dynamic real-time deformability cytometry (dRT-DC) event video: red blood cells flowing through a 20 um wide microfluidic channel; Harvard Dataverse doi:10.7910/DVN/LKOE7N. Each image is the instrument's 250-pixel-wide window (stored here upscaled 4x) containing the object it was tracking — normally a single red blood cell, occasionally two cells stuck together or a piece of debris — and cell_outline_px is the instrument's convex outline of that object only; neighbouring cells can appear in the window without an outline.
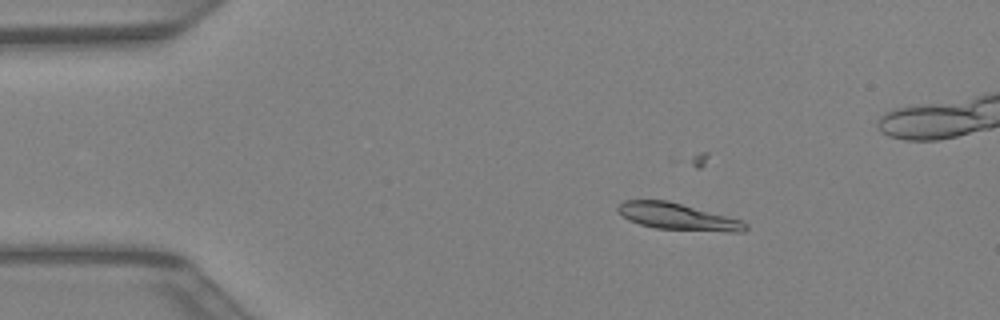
{"species": "Egyptian fruit bat (a non-hibernating species)", "species_latin": "Rousettus aegyptiacus", "temperature_condition": "warm", "stored_images_in_passage": 45, "camera_frame_rate_fps": 3000, "um_per_image_px": 0.085, "animal": {"sex": "female"}, "frame": {"image": 1, "passage_image": 9, "time_ms": 2.667, "image_size_px": [1000, 320], "cell_outline_px": [[748, 228], [744, 232], [728, 232], [656, 228], [640, 224], [628, 220], [616, 208], [624, 200], [668, 200], [740, 220], [748, 224]], "centroid_in_image_um": [57.61, 18.42], "position_along_channel_um": 27.4, "area_um2": 19.59}}
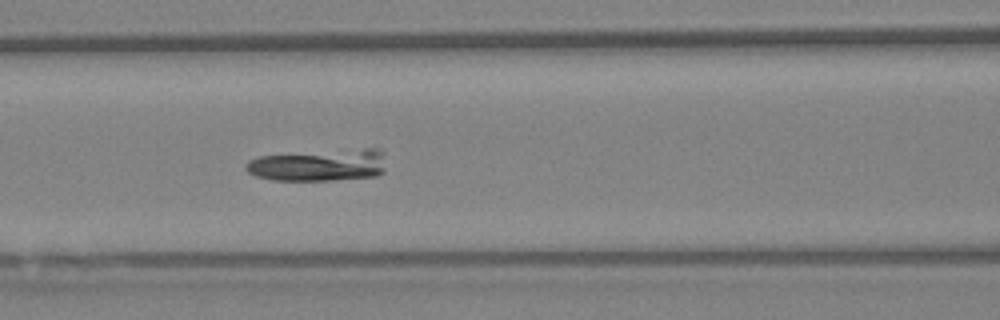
{"frame": {"image": 2, "passage_image": 20, "time_ms": 6.333, "image_size_px": [1000, 320], "cell_outline_px": [[384, 172], [376, 176], [332, 180], [272, 180], [256, 176], [248, 172], [244, 168], [244, 164], [248, 160], [260, 156], [364, 148], [380, 148], [384, 152]], "centroid_in_image_um": [27.13, 14.03], "position_along_channel_um": 139.5, "area_um2": 26.18}}
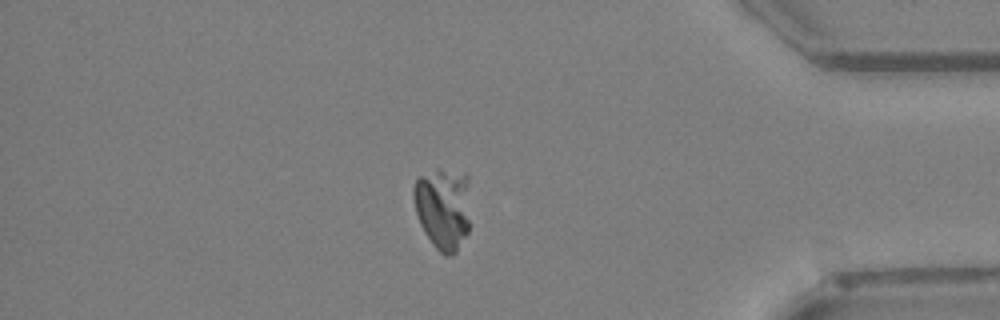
{"frame": {"image": 3, "passage_image": 38, "time_ms": 12.333, "image_size_px": [1000, 320], "cell_outline_px": [[468, 232], [456, 252], [448, 256], [444, 256], [432, 244], [424, 232], [420, 224], [416, 212], [412, 196], [412, 188], [416, 180], [420, 176], [436, 168], [440, 168], [468, 172]], "centroid_in_image_um": [37.65, 17.65], "position_along_channel_um": 397.6, "area_um2": 27.69}}